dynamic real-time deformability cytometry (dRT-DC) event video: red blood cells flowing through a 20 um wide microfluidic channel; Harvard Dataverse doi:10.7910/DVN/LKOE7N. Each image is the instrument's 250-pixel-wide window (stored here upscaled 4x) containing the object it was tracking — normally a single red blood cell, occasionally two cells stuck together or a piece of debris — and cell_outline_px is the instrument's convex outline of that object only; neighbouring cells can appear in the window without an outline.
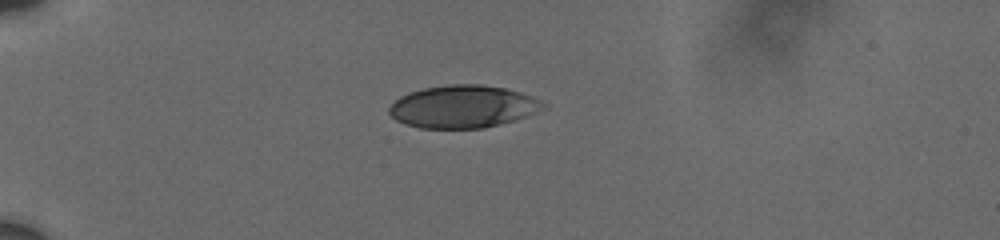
{"species": "human", "species_latin": "Homo sapiens", "temperature_condition": "cold", "stored_images_in_passage": 2, "camera_frame_rate_fps": 3000, "um_per_image_px": 0.085, "donor": {"sex": "male"}, "frame": {"image": 1, "passage_image": 1, "time_ms": 0.0, "image_size_px": [1000, 240], "cell_outline_px": [[548, 108], [500, 124], [484, 128], [420, 128], [404, 124], [396, 120], [388, 112], [388, 108], [400, 96], [408, 92], [424, 88], [448, 84], [480, 84], [504, 88], [520, 92], [532, 96], [548, 104]], "centroid_in_image_um": [39.35, 9.06], "position_along_channel_um": 45.7, "area_um2": 38.26}}